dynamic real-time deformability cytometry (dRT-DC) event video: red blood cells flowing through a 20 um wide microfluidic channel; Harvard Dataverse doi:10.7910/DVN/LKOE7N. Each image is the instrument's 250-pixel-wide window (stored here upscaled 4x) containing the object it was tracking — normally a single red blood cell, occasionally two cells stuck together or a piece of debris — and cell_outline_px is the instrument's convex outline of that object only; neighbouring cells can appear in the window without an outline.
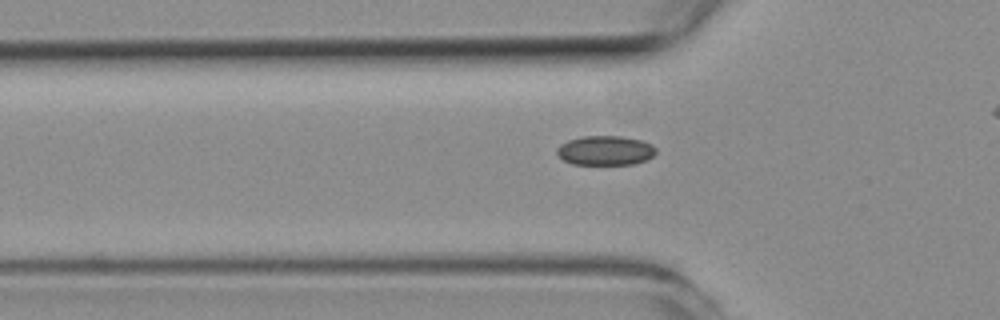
{"species": "common noctule bat (a hibernating species)", "species_latin": "Nyctalus noctula", "temperature_condition": "room temperature", "stored_images_in_passage": 34, "camera_frame_rate_fps": 3000, "um_per_image_px": 0.085, "animal": {"sex": "female", "body_mass_g": 19.3, "forearm_length_mm": 54.1}, "frame": {"image": 1, "passage_image": 9, "time_ms": 2.667, "image_size_px": [1000, 320], "cell_outline_px": [[656, 152], [648, 160], [632, 164], [572, 164], [564, 160], [556, 152], [556, 148], [560, 144], [568, 140], [584, 136], [620, 136], [640, 140], [652, 144], [656, 148]], "centroid_in_image_um": [51.46, 12.79], "position_along_channel_um": 74.3, "area_um2": 16.99}}
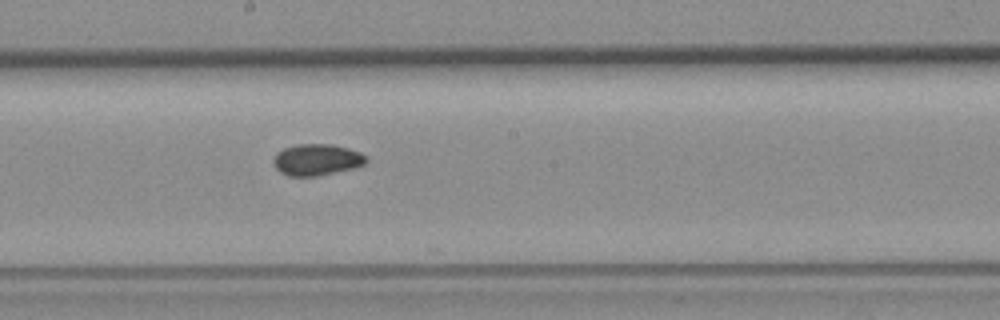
{"frame": {"image": 2, "passage_image": 20, "time_ms": 6.333, "image_size_px": [1000, 320], "cell_outline_px": [[368, 160], [364, 164], [352, 168], [316, 176], [288, 176], [280, 172], [276, 168], [272, 160], [276, 152], [284, 148], [296, 144], [332, 144], [348, 148], [360, 152], [368, 156]], "centroid_in_image_um": [26.91, 13.56], "position_along_channel_um": 221.3, "area_um2": 17.05}}
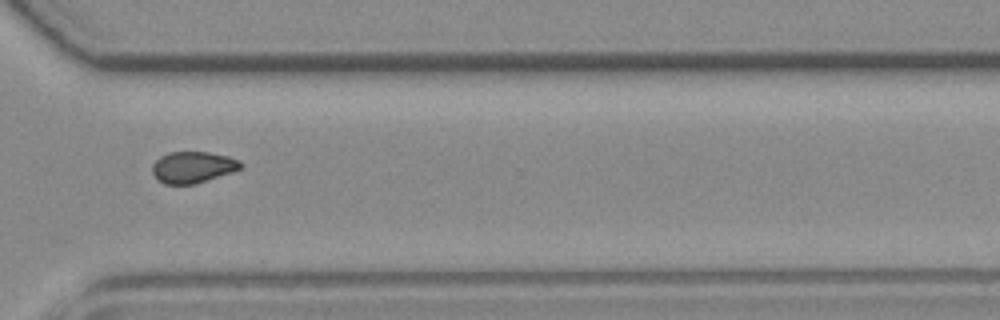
{"frame": {"image": 3, "passage_image": 30, "time_ms": 9.667, "image_size_px": [1000, 320], "cell_outline_px": [[244, 164], [240, 168], [232, 172], [196, 184], [164, 184], [156, 180], [152, 172], [152, 164], [160, 156], [168, 152], [208, 152], [228, 156], [240, 160]], "centroid_in_image_um": [16.37, 14.21], "position_along_channel_um": 354.2, "area_um2": 16.36}}